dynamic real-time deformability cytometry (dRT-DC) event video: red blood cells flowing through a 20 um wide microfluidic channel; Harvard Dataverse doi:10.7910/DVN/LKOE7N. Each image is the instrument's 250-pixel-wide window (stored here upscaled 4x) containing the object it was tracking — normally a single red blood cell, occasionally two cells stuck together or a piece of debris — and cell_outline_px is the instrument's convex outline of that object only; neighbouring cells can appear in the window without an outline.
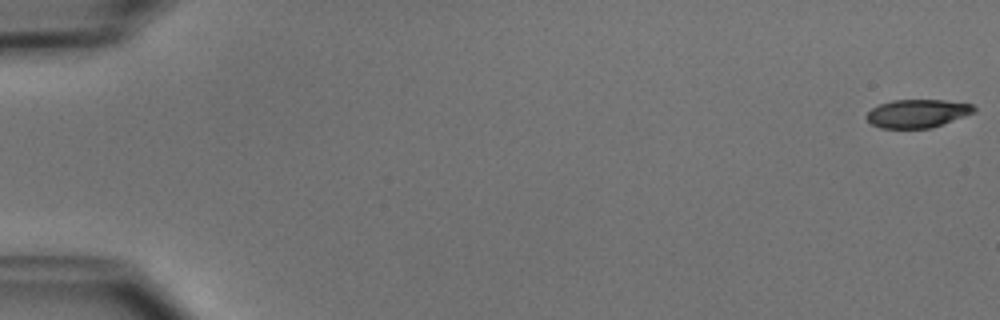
{"species": "common noctule bat (a hibernating species)", "species_latin": "Nyctalus noctula", "temperature_condition": "cold", "stored_images_in_passage": 52, "camera_frame_rate_fps": 3000, "um_per_image_px": 0.085, "animal": {"sex": "male", "body_mass_g": 15.6}, "frame": {"image": 1, "passage_image": 1, "time_ms": 0.0, "image_size_px": [1000, 320], "cell_outline_px": [[976, 112], [928, 128], [880, 128], [872, 124], [864, 116], [872, 108], [880, 104], [892, 100], [944, 100], [972, 104], [976, 108]], "centroid_in_image_um": [77.96, 9.63], "position_along_channel_um": 7.0, "area_um2": 17.51}}
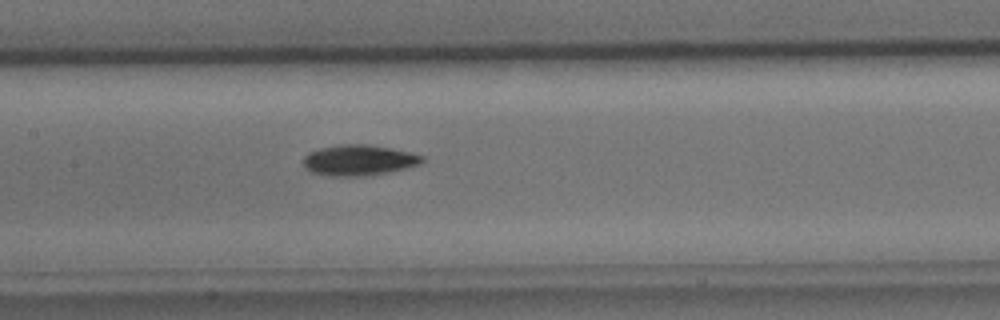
{"frame": {"image": 2, "passage_image": 26, "time_ms": 8.333, "image_size_px": [1000, 320], "cell_outline_px": [[424, 160], [420, 164], [388, 172], [368, 176], [332, 176], [312, 172], [304, 168], [304, 156], [308, 152], [320, 148], [340, 144], [368, 144], [392, 148], [424, 156]], "centroid_in_image_um": [30.48, 13.61], "position_along_channel_um": 176.9, "area_um2": 21.27}}
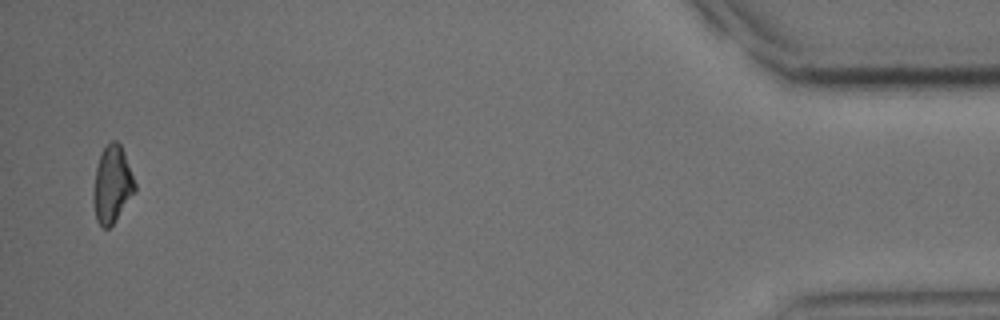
{"frame": {"image": 3, "passage_image": 51, "time_ms": 16.667, "image_size_px": [1000, 320], "cell_outline_px": [[136, 192], [116, 220], [108, 228], [104, 228], [96, 220], [92, 200], [92, 192], [96, 168], [100, 152], [112, 140], [116, 140], [120, 144], [124, 152], [136, 184]], "centroid_in_image_um": [9.53, 15.69], "position_along_channel_um": 425.7, "area_um2": 18.84}, "authors_computed_cell_mechanics": {"area_um2": 19.3919, "velocity_mm_per_s": 3.9324, "shape_relaxation_time_tau1_ms": 2.3723, "shape_relaxation_time_tau2_ms": null, "deformation_change_tau1": 0.1213, "deformation_change_tau2": null}}